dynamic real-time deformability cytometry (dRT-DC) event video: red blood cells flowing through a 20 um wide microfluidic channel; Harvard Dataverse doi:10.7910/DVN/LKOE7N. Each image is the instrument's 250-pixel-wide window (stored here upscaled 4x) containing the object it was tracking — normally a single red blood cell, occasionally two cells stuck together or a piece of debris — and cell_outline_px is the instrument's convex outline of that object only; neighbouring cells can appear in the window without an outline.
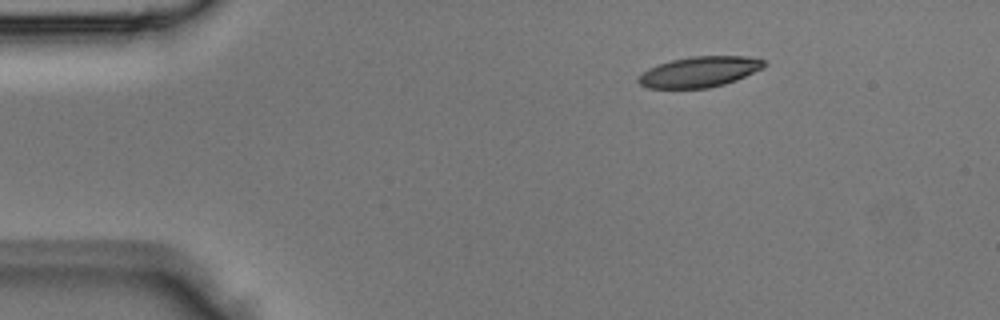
{"species": "Egyptian fruit bat (a non-hibernating species)", "species_latin": "Rousettus aegyptiacus", "temperature_condition": "room temperature", "stored_images_in_passage": 3, "camera_frame_rate_fps": 3000, "um_per_image_px": 0.085, "animal": {"sex": "male"}, "frame": {"image": 1, "passage_image": 1, "time_ms": 0.0, "image_size_px": [1000, 320], "cell_outline_px": [[768, 64], [764, 68], [736, 80], [724, 84], [708, 88], [648, 88], [640, 84], [636, 80], [648, 68], [672, 60], [692, 56], [748, 56], [764, 60]], "centroid_in_image_um": [59.5, 6.1], "position_along_channel_um": 25.5, "area_um2": 22.37}}
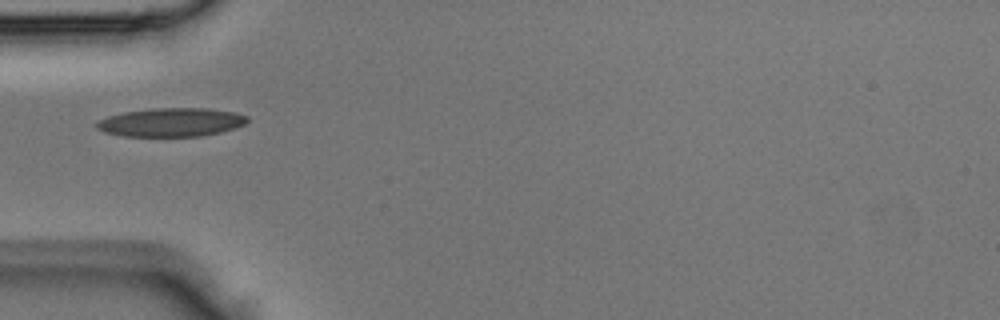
{"frame": {"image": 2, "passage_image": 3, "time_ms": 0.667, "image_size_px": [1000, 320], "cell_outline_px": [[248, 120], [244, 124], [236, 128], [204, 136], [124, 136], [104, 132], [96, 128], [96, 124], [100, 120], [108, 116], [124, 112], [152, 108], [208, 108], [236, 112], [248, 116]], "centroid_in_image_um": [14.59, 10.39], "position_along_channel_um": 70.4, "area_um2": 25.2}}